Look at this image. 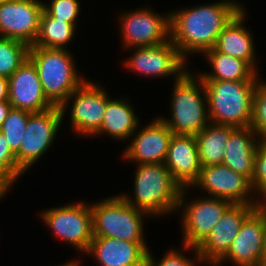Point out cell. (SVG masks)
Returning a JSON list of instances; mask_svg holds the SVG:
<instances>
[{
  "label": "cell",
  "instance_id": "obj_1",
  "mask_svg": "<svg viewBox=\"0 0 266 266\" xmlns=\"http://www.w3.org/2000/svg\"><path fill=\"white\" fill-rule=\"evenodd\" d=\"M229 1L170 12V40L185 60L191 52L204 54L214 48L218 35L243 8L239 2Z\"/></svg>",
  "mask_w": 266,
  "mask_h": 266
},
{
  "label": "cell",
  "instance_id": "obj_2",
  "mask_svg": "<svg viewBox=\"0 0 266 266\" xmlns=\"http://www.w3.org/2000/svg\"><path fill=\"white\" fill-rule=\"evenodd\" d=\"M137 166L134 179L135 196L130 198L121 195L123 199L149 216L174 212L178 208L182 187L174 180L165 164L148 163Z\"/></svg>",
  "mask_w": 266,
  "mask_h": 266
},
{
  "label": "cell",
  "instance_id": "obj_3",
  "mask_svg": "<svg viewBox=\"0 0 266 266\" xmlns=\"http://www.w3.org/2000/svg\"><path fill=\"white\" fill-rule=\"evenodd\" d=\"M257 82L203 80L210 122L234 128L249 127Z\"/></svg>",
  "mask_w": 266,
  "mask_h": 266
},
{
  "label": "cell",
  "instance_id": "obj_4",
  "mask_svg": "<svg viewBox=\"0 0 266 266\" xmlns=\"http://www.w3.org/2000/svg\"><path fill=\"white\" fill-rule=\"evenodd\" d=\"M72 56L66 48L29 46L28 58L36 66L43 92L54 106L60 107L87 80L77 74Z\"/></svg>",
  "mask_w": 266,
  "mask_h": 266
},
{
  "label": "cell",
  "instance_id": "obj_5",
  "mask_svg": "<svg viewBox=\"0 0 266 266\" xmlns=\"http://www.w3.org/2000/svg\"><path fill=\"white\" fill-rule=\"evenodd\" d=\"M192 75L186 71L179 79L175 78L171 101L172 118L167 120L160 117L176 135L195 136L210 123L208 109L206 110L205 85L199 75L197 79Z\"/></svg>",
  "mask_w": 266,
  "mask_h": 266
},
{
  "label": "cell",
  "instance_id": "obj_6",
  "mask_svg": "<svg viewBox=\"0 0 266 266\" xmlns=\"http://www.w3.org/2000/svg\"><path fill=\"white\" fill-rule=\"evenodd\" d=\"M93 236L111 237L127 242H145L144 211L128 204L120 195L91 204Z\"/></svg>",
  "mask_w": 266,
  "mask_h": 266
},
{
  "label": "cell",
  "instance_id": "obj_7",
  "mask_svg": "<svg viewBox=\"0 0 266 266\" xmlns=\"http://www.w3.org/2000/svg\"><path fill=\"white\" fill-rule=\"evenodd\" d=\"M186 192V188H182L178 202V209L185 206L184 210L182 209L184 211L182 212L183 247L196 251V262H199L196 247L207 237L233 203L226 199L204 196V198L195 199L189 204H184Z\"/></svg>",
  "mask_w": 266,
  "mask_h": 266
},
{
  "label": "cell",
  "instance_id": "obj_8",
  "mask_svg": "<svg viewBox=\"0 0 266 266\" xmlns=\"http://www.w3.org/2000/svg\"><path fill=\"white\" fill-rule=\"evenodd\" d=\"M62 121L59 106L30 114L19 151L15 154L17 164L24 172L51 147Z\"/></svg>",
  "mask_w": 266,
  "mask_h": 266
},
{
  "label": "cell",
  "instance_id": "obj_9",
  "mask_svg": "<svg viewBox=\"0 0 266 266\" xmlns=\"http://www.w3.org/2000/svg\"><path fill=\"white\" fill-rule=\"evenodd\" d=\"M41 218L55 235L87 252L93 239L92 210L90 204L79 202L51 208L41 213Z\"/></svg>",
  "mask_w": 266,
  "mask_h": 266
},
{
  "label": "cell",
  "instance_id": "obj_10",
  "mask_svg": "<svg viewBox=\"0 0 266 266\" xmlns=\"http://www.w3.org/2000/svg\"><path fill=\"white\" fill-rule=\"evenodd\" d=\"M102 86L86 80L60 106L63 118L69 100H73L70 110L71 125L76 133L93 136L100 128L109 95Z\"/></svg>",
  "mask_w": 266,
  "mask_h": 266
},
{
  "label": "cell",
  "instance_id": "obj_11",
  "mask_svg": "<svg viewBox=\"0 0 266 266\" xmlns=\"http://www.w3.org/2000/svg\"><path fill=\"white\" fill-rule=\"evenodd\" d=\"M258 206L260 204H232L207 237L196 247L199 263L203 261L215 265L227 253L245 219Z\"/></svg>",
  "mask_w": 266,
  "mask_h": 266
},
{
  "label": "cell",
  "instance_id": "obj_12",
  "mask_svg": "<svg viewBox=\"0 0 266 266\" xmlns=\"http://www.w3.org/2000/svg\"><path fill=\"white\" fill-rule=\"evenodd\" d=\"M266 209L258 206L243 222L227 253L214 265L231 260L237 266H262Z\"/></svg>",
  "mask_w": 266,
  "mask_h": 266
},
{
  "label": "cell",
  "instance_id": "obj_13",
  "mask_svg": "<svg viewBox=\"0 0 266 266\" xmlns=\"http://www.w3.org/2000/svg\"><path fill=\"white\" fill-rule=\"evenodd\" d=\"M44 3L39 0H8L0 4V37L32 46L37 38Z\"/></svg>",
  "mask_w": 266,
  "mask_h": 266
},
{
  "label": "cell",
  "instance_id": "obj_14",
  "mask_svg": "<svg viewBox=\"0 0 266 266\" xmlns=\"http://www.w3.org/2000/svg\"><path fill=\"white\" fill-rule=\"evenodd\" d=\"M121 15V33L126 48L158 46L170 40V14L162 16L144 8Z\"/></svg>",
  "mask_w": 266,
  "mask_h": 266
},
{
  "label": "cell",
  "instance_id": "obj_15",
  "mask_svg": "<svg viewBox=\"0 0 266 266\" xmlns=\"http://www.w3.org/2000/svg\"><path fill=\"white\" fill-rule=\"evenodd\" d=\"M193 186L208 192L210 197L226 199L233 204H260L258 199L249 198L254 193L251 181L223 164L201 167Z\"/></svg>",
  "mask_w": 266,
  "mask_h": 266
},
{
  "label": "cell",
  "instance_id": "obj_16",
  "mask_svg": "<svg viewBox=\"0 0 266 266\" xmlns=\"http://www.w3.org/2000/svg\"><path fill=\"white\" fill-rule=\"evenodd\" d=\"M136 48L128 61L124 62L131 71L154 77L175 75L176 79L186 72L185 59L171 40L158 46Z\"/></svg>",
  "mask_w": 266,
  "mask_h": 266
},
{
  "label": "cell",
  "instance_id": "obj_17",
  "mask_svg": "<svg viewBox=\"0 0 266 266\" xmlns=\"http://www.w3.org/2000/svg\"><path fill=\"white\" fill-rule=\"evenodd\" d=\"M8 80V101L12 108L34 113L48 110L54 106L45 96L37 68L29 58Z\"/></svg>",
  "mask_w": 266,
  "mask_h": 266
},
{
  "label": "cell",
  "instance_id": "obj_18",
  "mask_svg": "<svg viewBox=\"0 0 266 266\" xmlns=\"http://www.w3.org/2000/svg\"><path fill=\"white\" fill-rule=\"evenodd\" d=\"M172 131L161 118L154 119L152 123L137 132L132 143L124 151V158L139 164H164Z\"/></svg>",
  "mask_w": 266,
  "mask_h": 266
},
{
  "label": "cell",
  "instance_id": "obj_19",
  "mask_svg": "<svg viewBox=\"0 0 266 266\" xmlns=\"http://www.w3.org/2000/svg\"><path fill=\"white\" fill-rule=\"evenodd\" d=\"M164 164L174 180L182 188L190 190L189 187L199 178L202 167L195 136L173 134Z\"/></svg>",
  "mask_w": 266,
  "mask_h": 266
},
{
  "label": "cell",
  "instance_id": "obj_20",
  "mask_svg": "<svg viewBox=\"0 0 266 266\" xmlns=\"http://www.w3.org/2000/svg\"><path fill=\"white\" fill-rule=\"evenodd\" d=\"M148 251L145 242L93 236L87 253L93 255L101 266H140L147 259Z\"/></svg>",
  "mask_w": 266,
  "mask_h": 266
},
{
  "label": "cell",
  "instance_id": "obj_21",
  "mask_svg": "<svg viewBox=\"0 0 266 266\" xmlns=\"http://www.w3.org/2000/svg\"><path fill=\"white\" fill-rule=\"evenodd\" d=\"M259 141L257 133L250 126L235 128L229 134L222 164L252 181Z\"/></svg>",
  "mask_w": 266,
  "mask_h": 266
},
{
  "label": "cell",
  "instance_id": "obj_22",
  "mask_svg": "<svg viewBox=\"0 0 266 266\" xmlns=\"http://www.w3.org/2000/svg\"><path fill=\"white\" fill-rule=\"evenodd\" d=\"M245 15L242 8L218 35L214 48L218 52L246 61L255 70L253 35L243 26Z\"/></svg>",
  "mask_w": 266,
  "mask_h": 266
},
{
  "label": "cell",
  "instance_id": "obj_23",
  "mask_svg": "<svg viewBox=\"0 0 266 266\" xmlns=\"http://www.w3.org/2000/svg\"><path fill=\"white\" fill-rule=\"evenodd\" d=\"M126 100L109 99L99 130L94 135L106 133L117 140L129 139L139 126L135 111Z\"/></svg>",
  "mask_w": 266,
  "mask_h": 266
},
{
  "label": "cell",
  "instance_id": "obj_24",
  "mask_svg": "<svg viewBox=\"0 0 266 266\" xmlns=\"http://www.w3.org/2000/svg\"><path fill=\"white\" fill-rule=\"evenodd\" d=\"M211 64V73H198L202 80L258 81L257 70L246 61L218 52L211 48L204 54Z\"/></svg>",
  "mask_w": 266,
  "mask_h": 266
},
{
  "label": "cell",
  "instance_id": "obj_25",
  "mask_svg": "<svg viewBox=\"0 0 266 266\" xmlns=\"http://www.w3.org/2000/svg\"><path fill=\"white\" fill-rule=\"evenodd\" d=\"M234 127L209 123L195 135L199 160L202 167L220 165L224 160V149Z\"/></svg>",
  "mask_w": 266,
  "mask_h": 266
},
{
  "label": "cell",
  "instance_id": "obj_26",
  "mask_svg": "<svg viewBox=\"0 0 266 266\" xmlns=\"http://www.w3.org/2000/svg\"><path fill=\"white\" fill-rule=\"evenodd\" d=\"M75 28L76 26L69 22L52 18L44 10L40 18L38 35L32 46L57 49L67 48L66 45L75 34Z\"/></svg>",
  "mask_w": 266,
  "mask_h": 266
},
{
  "label": "cell",
  "instance_id": "obj_27",
  "mask_svg": "<svg viewBox=\"0 0 266 266\" xmlns=\"http://www.w3.org/2000/svg\"><path fill=\"white\" fill-rule=\"evenodd\" d=\"M28 51L26 43L0 37V76L9 78L28 58Z\"/></svg>",
  "mask_w": 266,
  "mask_h": 266
},
{
  "label": "cell",
  "instance_id": "obj_28",
  "mask_svg": "<svg viewBox=\"0 0 266 266\" xmlns=\"http://www.w3.org/2000/svg\"><path fill=\"white\" fill-rule=\"evenodd\" d=\"M31 113L32 112L27 110L11 108L8 116L0 127V131L4 134L14 154L19 151L21 140Z\"/></svg>",
  "mask_w": 266,
  "mask_h": 266
},
{
  "label": "cell",
  "instance_id": "obj_29",
  "mask_svg": "<svg viewBox=\"0 0 266 266\" xmlns=\"http://www.w3.org/2000/svg\"><path fill=\"white\" fill-rule=\"evenodd\" d=\"M24 171L18 166L16 155L11 151L7 139L0 131V186L7 192Z\"/></svg>",
  "mask_w": 266,
  "mask_h": 266
},
{
  "label": "cell",
  "instance_id": "obj_30",
  "mask_svg": "<svg viewBox=\"0 0 266 266\" xmlns=\"http://www.w3.org/2000/svg\"><path fill=\"white\" fill-rule=\"evenodd\" d=\"M250 127L261 141H266V83L257 82L253 95L252 118Z\"/></svg>",
  "mask_w": 266,
  "mask_h": 266
},
{
  "label": "cell",
  "instance_id": "obj_31",
  "mask_svg": "<svg viewBox=\"0 0 266 266\" xmlns=\"http://www.w3.org/2000/svg\"><path fill=\"white\" fill-rule=\"evenodd\" d=\"M78 0H51L44 4V10L54 19L66 21L75 26L80 8Z\"/></svg>",
  "mask_w": 266,
  "mask_h": 266
},
{
  "label": "cell",
  "instance_id": "obj_32",
  "mask_svg": "<svg viewBox=\"0 0 266 266\" xmlns=\"http://www.w3.org/2000/svg\"><path fill=\"white\" fill-rule=\"evenodd\" d=\"M251 184L254 192H258V196L261 194V200L266 195V141H259Z\"/></svg>",
  "mask_w": 266,
  "mask_h": 266
},
{
  "label": "cell",
  "instance_id": "obj_33",
  "mask_svg": "<svg viewBox=\"0 0 266 266\" xmlns=\"http://www.w3.org/2000/svg\"><path fill=\"white\" fill-rule=\"evenodd\" d=\"M147 260L151 263L152 266H195L193 259H188L182 255L179 250H170L167 252L159 262L154 261L153 256L148 251Z\"/></svg>",
  "mask_w": 266,
  "mask_h": 266
},
{
  "label": "cell",
  "instance_id": "obj_34",
  "mask_svg": "<svg viewBox=\"0 0 266 266\" xmlns=\"http://www.w3.org/2000/svg\"><path fill=\"white\" fill-rule=\"evenodd\" d=\"M9 80L7 77L0 76V102L8 101Z\"/></svg>",
  "mask_w": 266,
  "mask_h": 266
},
{
  "label": "cell",
  "instance_id": "obj_35",
  "mask_svg": "<svg viewBox=\"0 0 266 266\" xmlns=\"http://www.w3.org/2000/svg\"><path fill=\"white\" fill-rule=\"evenodd\" d=\"M11 108L12 106L9 101L0 102V127L8 116V113L10 112Z\"/></svg>",
  "mask_w": 266,
  "mask_h": 266
},
{
  "label": "cell",
  "instance_id": "obj_36",
  "mask_svg": "<svg viewBox=\"0 0 266 266\" xmlns=\"http://www.w3.org/2000/svg\"><path fill=\"white\" fill-rule=\"evenodd\" d=\"M262 266H266V231L264 236V251H263V258H262Z\"/></svg>",
  "mask_w": 266,
  "mask_h": 266
},
{
  "label": "cell",
  "instance_id": "obj_37",
  "mask_svg": "<svg viewBox=\"0 0 266 266\" xmlns=\"http://www.w3.org/2000/svg\"><path fill=\"white\" fill-rule=\"evenodd\" d=\"M62 266H80V265H79V262L77 260H75V261H71V262L68 261V263L63 264Z\"/></svg>",
  "mask_w": 266,
  "mask_h": 266
},
{
  "label": "cell",
  "instance_id": "obj_38",
  "mask_svg": "<svg viewBox=\"0 0 266 266\" xmlns=\"http://www.w3.org/2000/svg\"><path fill=\"white\" fill-rule=\"evenodd\" d=\"M262 200H260V206L266 209V195L263 197Z\"/></svg>",
  "mask_w": 266,
  "mask_h": 266
},
{
  "label": "cell",
  "instance_id": "obj_39",
  "mask_svg": "<svg viewBox=\"0 0 266 266\" xmlns=\"http://www.w3.org/2000/svg\"><path fill=\"white\" fill-rule=\"evenodd\" d=\"M6 191L0 186V199L4 197Z\"/></svg>",
  "mask_w": 266,
  "mask_h": 266
},
{
  "label": "cell",
  "instance_id": "obj_40",
  "mask_svg": "<svg viewBox=\"0 0 266 266\" xmlns=\"http://www.w3.org/2000/svg\"><path fill=\"white\" fill-rule=\"evenodd\" d=\"M140 266H152L151 263L146 259Z\"/></svg>",
  "mask_w": 266,
  "mask_h": 266
},
{
  "label": "cell",
  "instance_id": "obj_41",
  "mask_svg": "<svg viewBox=\"0 0 266 266\" xmlns=\"http://www.w3.org/2000/svg\"><path fill=\"white\" fill-rule=\"evenodd\" d=\"M6 1H8V0H0V4H2L3 2H6Z\"/></svg>",
  "mask_w": 266,
  "mask_h": 266
}]
</instances>
